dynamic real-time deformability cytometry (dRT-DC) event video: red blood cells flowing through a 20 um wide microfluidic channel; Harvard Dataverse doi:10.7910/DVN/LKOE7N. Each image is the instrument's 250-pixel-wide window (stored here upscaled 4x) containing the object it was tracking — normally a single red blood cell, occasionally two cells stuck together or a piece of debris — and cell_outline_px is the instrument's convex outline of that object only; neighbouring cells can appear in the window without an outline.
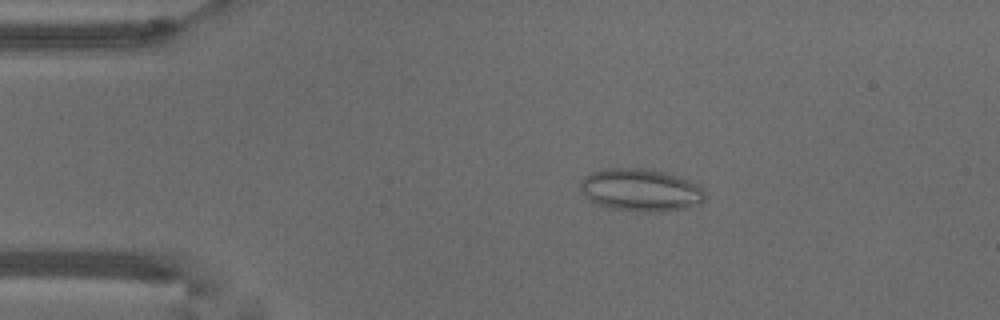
{"species": "common noctule bat (a hibernating species)", "species_latin": "Nyctalus noctula", "temperature_condition": "warm", "stored_images_in_passage": 17, "camera_frame_rate_fps": 3000, "um_per_image_px": 0.085, "animal": {"sex": "male", "body_mass_g": 18.8}, "frame": {"image": 1, "passage_image": 5, "time_ms": 1.333, "image_size_px": [1000, 320], "cell_outline_px": [[704, 200], [700, 204], [684, 208], [648, 212], [644, 212], [608, 208], [596, 204], [588, 200], [580, 188], [580, 180], [592, 172], [608, 168], [640, 168], [660, 172], [676, 176], [688, 180], [696, 184], [704, 192]], "centroid_in_image_um": [54.4, 16.16], "position_along_channel_um": 30.6, "area_um2": 30.52}}
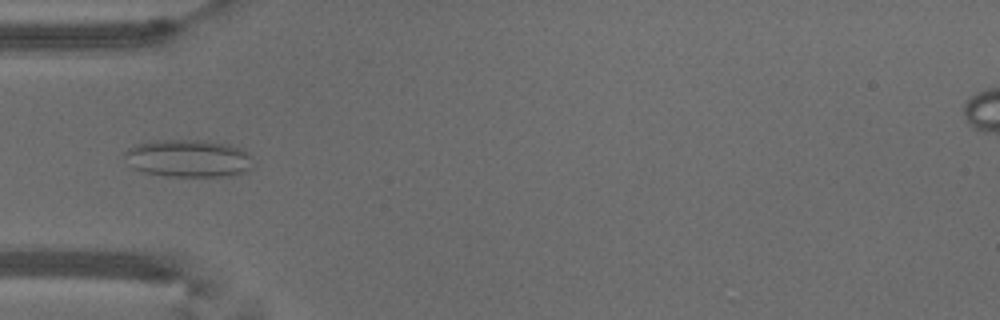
{"frame": {"image": 2, "passage_image": 12, "time_ms": 3.667, "image_size_px": [1000, 320], "cell_outline_px": [[252, 168], [244, 172], [232, 176], [168, 176], [144, 172], [132, 168], [124, 156], [124, 152], [128, 148], [136, 144], [152, 140], [204, 140], [228, 144], [244, 148], [248, 152]], "centroid_in_image_um": [16.01, 13.45], "position_along_channel_um": 69.0, "area_um2": 28.32}}